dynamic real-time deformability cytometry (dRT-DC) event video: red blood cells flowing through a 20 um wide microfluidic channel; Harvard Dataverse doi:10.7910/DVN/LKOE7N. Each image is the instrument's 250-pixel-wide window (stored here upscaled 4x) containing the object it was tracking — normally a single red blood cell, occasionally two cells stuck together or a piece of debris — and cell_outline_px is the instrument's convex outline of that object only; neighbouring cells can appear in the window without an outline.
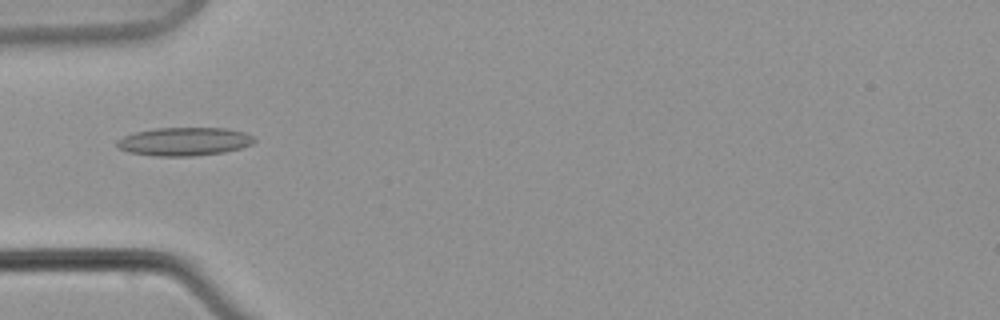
{"species": "common noctule bat (a hibernating species)", "species_latin": "Nyctalus noctula", "temperature_condition": "warm", "stored_images_in_passage": 2, "camera_frame_rate_fps": 3000, "um_per_image_px": 0.085, "animal": {"sex": "male", "body_mass_g": 21.5, "forearm_length_mm": 52.0}, "frame": {"image": 1, "passage_image": 1, "time_ms": 0.0, "image_size_px": [1000, 320], "cell_outline_px": [[256, 140], [252, 144], [240, 148], [224, 152], [192, 156], [156, 156], [128, 152], [120, 148], [116, 144], [116, 140], [124, 136], [136, 132], [152, 128], [228, 128], [244, 132], [252, 136]], "centroid_in_image_um": [15.66, 12.02], "position_along_channel_um": 69.3, "area_um2": 22.66}}